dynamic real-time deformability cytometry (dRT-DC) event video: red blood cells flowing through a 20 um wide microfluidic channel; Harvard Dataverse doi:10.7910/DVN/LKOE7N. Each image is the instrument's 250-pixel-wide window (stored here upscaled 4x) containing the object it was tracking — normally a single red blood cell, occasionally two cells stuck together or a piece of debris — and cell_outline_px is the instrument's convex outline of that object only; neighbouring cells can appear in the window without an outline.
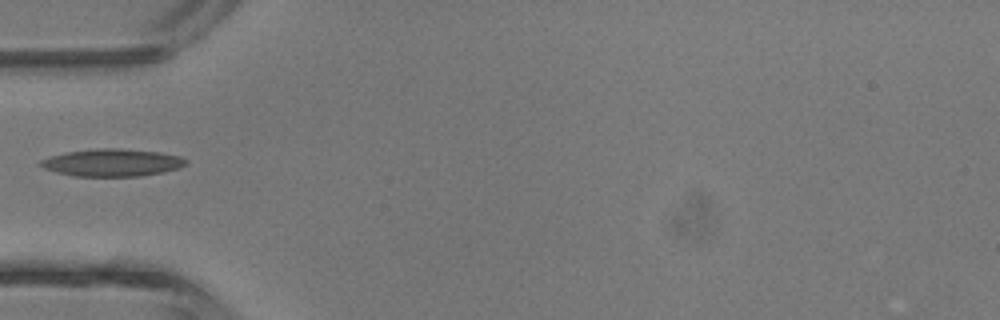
{"species": "common noctule bat (a hibernating species)", "species_latin": "Nyctalus noctula", "temperature_condition": "room temperature", "stored_images_in_passage": 2, "camera_frame_rate_fps": 3000, "um_per_image_px": 0.085, "animal": {"sex": "male", "body_mass_g": 13.3}, "frame": {"image": 1, "passage_image": 2, "time_ms": 1.0, "image_size_px": [1000, 320], "cell_outline_px": [[188, 164], [180, 168], [164, 172], [140, 176], [72, 176], [56, 172], [44, 168], [36, 164], [40, 160], [64, 152], [96, 148], [120, 148], [160, 152], [180, 156], [188, 160]], "centroid_in_image_um": [9.55, 13.82], "position_along_channel_um": 75.5, "area_um2": 23.52}}